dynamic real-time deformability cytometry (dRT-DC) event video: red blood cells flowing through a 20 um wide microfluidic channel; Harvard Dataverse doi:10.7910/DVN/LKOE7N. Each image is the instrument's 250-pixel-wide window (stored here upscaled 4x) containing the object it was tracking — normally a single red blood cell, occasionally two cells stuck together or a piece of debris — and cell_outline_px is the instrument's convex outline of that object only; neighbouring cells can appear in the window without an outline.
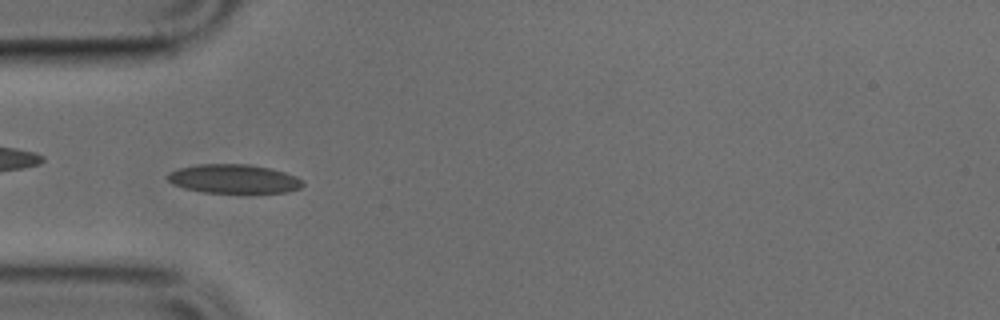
{"species": "common noctule bat (a hibernating species)", "species_latin": "Nyctalus noctula", "temperature_condition": "cold", "stored_images_in_passage": 48, "camera_frame_rate_fps": 3000, "um_per_image_px": 0.085, "animal": {"sex": "male", "body_mass_g": 17.9, "forearm_length_mm": 54.2}, "frame": {"image": 1, "passage_image": 14, "time_ms": 4.333, "image_size_px": [1000, 320], "cell_outline_px": [[304, 184], [300, 188], [288, 192], [248, 196], [204, 192], [184, 188], [172, 184], [168, 180], [168, 172], [180, 168], [196, 164], [248, 164], [272, 168], [296, 176], [304, 180]], "centroid_in_image_um": [19.94, 15.25], "position_along_channel_um": 65.1, "area_um2": 23.99}}